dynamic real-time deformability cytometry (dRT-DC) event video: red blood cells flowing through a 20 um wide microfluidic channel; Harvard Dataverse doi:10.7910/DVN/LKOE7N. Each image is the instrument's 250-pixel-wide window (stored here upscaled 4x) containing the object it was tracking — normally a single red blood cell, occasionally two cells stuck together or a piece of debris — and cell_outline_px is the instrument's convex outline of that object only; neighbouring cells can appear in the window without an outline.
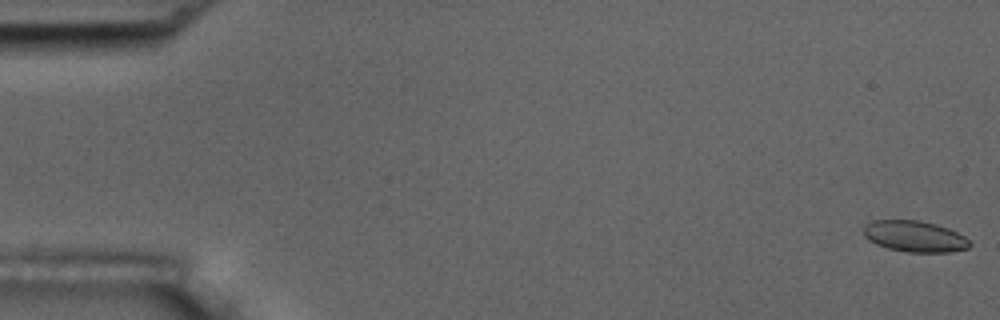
{"species": "common noctule bat (a hibernating species)", "species_latin": "Nyctalus noctula", "temperature_condition": "room temperature", "stored_images_in_passage": 5, "camera_frame_rate_fps": 3000, "um_per_image_px": 0.085, "animal": {"sex": "male", "body_mass_g": 17.5, "forearm_length_mm": 52.3}, "frame": {"image": 1, "passage_image": 1, "time_ms": 0.0, "image_size_px": [1000, 320], "cell_outline_px": [[972, 244], [968, 248], [948, 252], [908, 252], [888, 248], [876, 244], [868, 240], [864, 236], [864, 224], [876, 220], [920, 220], [936, 224], [948, 228], [964, 236]], "centroid_in_image_um": [77.73, 20.08], "position_along_channel_um": 7.3, "area_um2": 19.25}}